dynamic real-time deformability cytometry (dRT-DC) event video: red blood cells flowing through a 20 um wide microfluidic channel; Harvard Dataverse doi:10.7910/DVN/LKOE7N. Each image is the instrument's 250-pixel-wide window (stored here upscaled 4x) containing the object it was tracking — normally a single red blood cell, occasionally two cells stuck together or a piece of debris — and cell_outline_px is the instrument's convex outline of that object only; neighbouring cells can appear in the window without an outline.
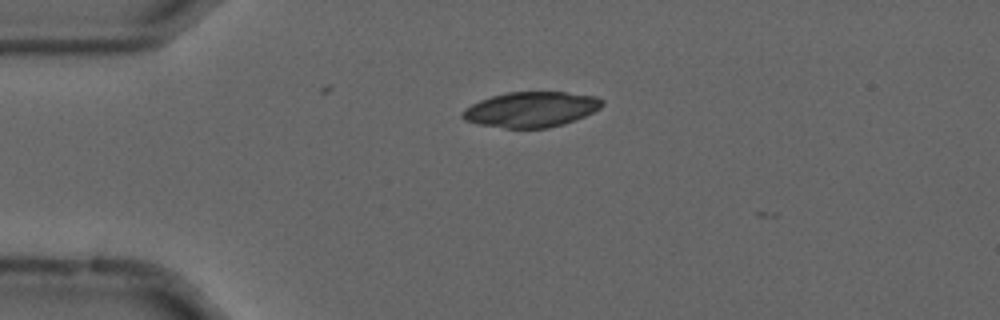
{"species": "common noctule bat (a hibernating species)", "species_latin": "Nyctalus noctula", "temperature_condition": "cold", "stored_images_in_passage": 9, "camera_frame_rate_fps": 3000, "um_per_image_px": 0.085, "animal": {"sex": "male", "forearm_length_mm": 52.5}, "frame": {"image": 1, "passage_image": 1, "time_ms": 0.0, "image_size_px": [1000, 320], "cell_outline_px": [[604, 104], [600, 108], [584, 116], [564, 124], [548, 128], [504, 128], [480, 124], [464, 120], [460, 116], [464, 108], [480, 100], [492, 96], [508, 92], [564, 92], [596, 96], [604, 100]], "centroid_in_image_um": [45.14, 9.3], "position_along_channel_um": 39.9, "area_um2": 28.73}}